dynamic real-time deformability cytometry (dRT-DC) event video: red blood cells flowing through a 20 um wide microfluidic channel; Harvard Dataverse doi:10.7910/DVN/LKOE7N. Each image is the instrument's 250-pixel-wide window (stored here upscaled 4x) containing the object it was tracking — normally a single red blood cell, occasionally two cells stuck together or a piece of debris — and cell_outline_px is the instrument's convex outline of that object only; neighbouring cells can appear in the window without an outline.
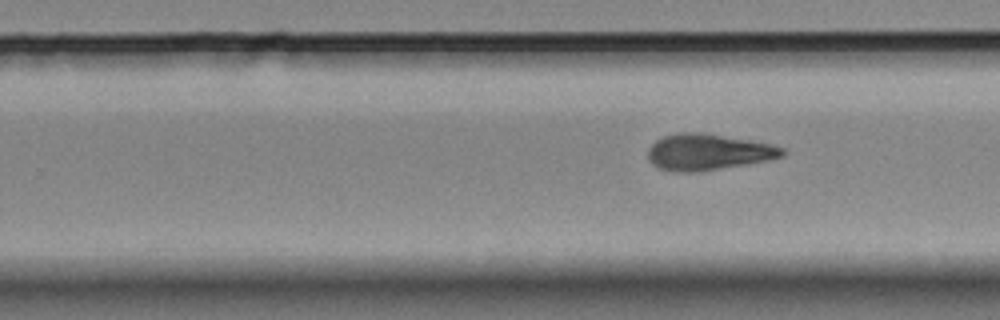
{"species": "Egyptian fruit bat (a non-hibernating species)", "species_latin": "Rousettus aegyptiacus", "temperature_condition": "room temperature", "stored_images_in_passage": 11, "segment_of_instrument_passage": [2, 2], "camera_frame_rate_fps": 3000, "um_per_image_px": 0.085, "animal": {"sex": "female"}, "frame": {"image": 1, "passage_image": 11, "time_ms": 3.333, "image_size_px": [1000, 320], "cell_outline_px": [[784, 156], [768, 160], [696, 172], [676, 172], [660, 168], [652, 164], [648, 160], [648, 148], [656, 140], [664, 136], [680, 132], [704, 132], [752, 140], [772, 144], [784, 148]], "centroid_in_image_um": [60.17, 12.91], "position_along_channel_um": 269.6, "area_um2": 28.38}}